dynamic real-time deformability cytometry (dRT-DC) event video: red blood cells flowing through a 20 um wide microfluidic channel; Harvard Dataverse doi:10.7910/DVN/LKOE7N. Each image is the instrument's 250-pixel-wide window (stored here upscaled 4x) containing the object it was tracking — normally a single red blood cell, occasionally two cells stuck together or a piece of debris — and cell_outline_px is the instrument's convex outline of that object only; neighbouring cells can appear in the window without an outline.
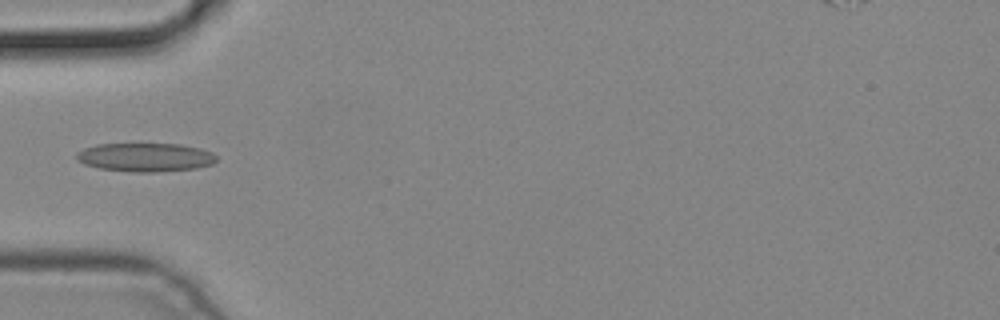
{"species": "common noctule bat (a hibernating species)", "species_latin": "Nyctalus noctula", "temperature_condition": "cold", "stored_images_in_passage": 3, "camera_frame_rate_fps": 3000, "um_per_image_px": 0.085, "animal": {"sex": "male", "body_mass_g": 19.2, "forearm_length_mm": 51.8}, "frame": {"image": 1, "passage_image": 3, "time_ms": 0.667, "image_size_px": [1000, 320], "cell_outline_px": [[216, 160], [212, 164], [196, 168], [152, 172], [136, 172], [100, 168], [84, 164], [76, 160], [76, 152], [84, 148], [96, 144], [180, 144], [200, 148], [212, 152], [216, 156]], "centroid_in_image_um": [12.33, 13.36], "position_along_channel_um": 72.7, "area_um2": 23.29}}